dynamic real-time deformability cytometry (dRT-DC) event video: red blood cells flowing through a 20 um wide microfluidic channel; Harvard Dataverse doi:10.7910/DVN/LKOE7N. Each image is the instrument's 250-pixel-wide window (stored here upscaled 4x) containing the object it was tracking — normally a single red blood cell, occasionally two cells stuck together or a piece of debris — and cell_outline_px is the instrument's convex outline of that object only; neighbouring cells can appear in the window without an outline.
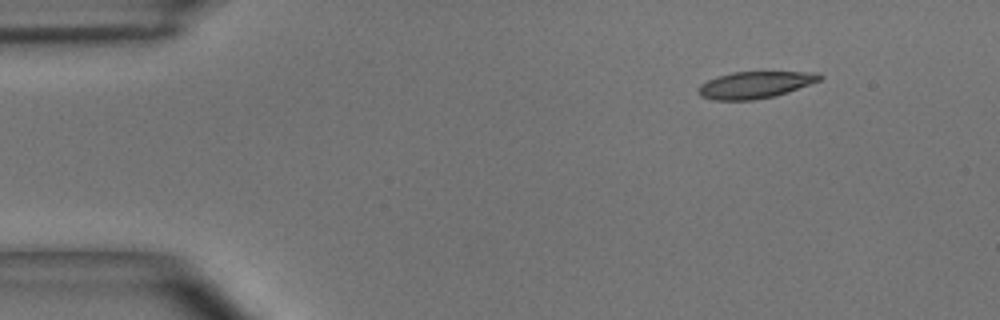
{"species": "common noctule bat (a hibernating species)", "species_latin": "Nyctalus noctula", "temperature_condition": "room temperature", "stored_images_in_passage": 4, "camera_frame_rate_fps": 3000, "um_per_image_px": 0.085, "animal": {"sex": "male", "body_mass_g": 15.6}, "frame": {"image": 1, "passage_image": 1, "time_ms": 0.0, "image_size_px": [1000, 320], "cell_outline_px": [[824, 76], [820, 80], [788, 92], [776, 96], [752, 100], [716, 100], [700, 96], [696, 92], [696, 88], [700, 84], [716, 76], [732, 72], [820, 72]], "centroid_in_image_um": [64.15, 7.21], "position_along_channel_um": 20.8, "area_um2": 19.13}}
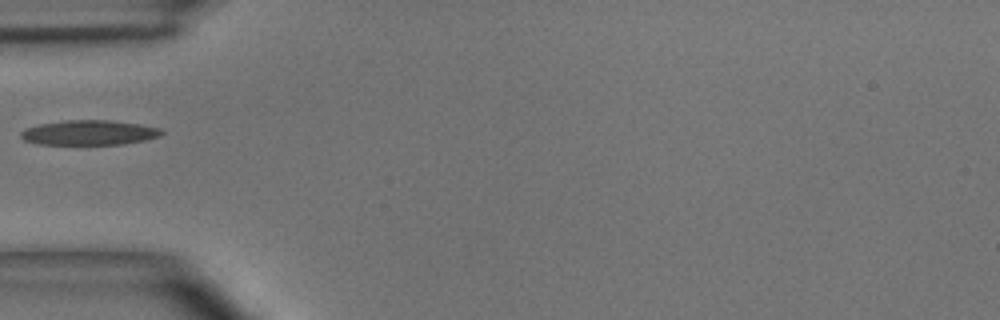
{"frame": {"image": 2, "passage_image": 4, "time_ms": 1.0, "image_size_px": [1000, 320], "cell_outline_px": [[164, 132], [160, 136], [144, 140], [124, 144], [40, 144], [24, 140], [20, 136], [20, 132], [24, 128], [40, 124], [64, 120], [112, 120], [140, 124], [160, 128]], "centroid_in_image_um": [7.58, 11.26], "position_along_channel_um": 77.4, "area_um2": 20.4}}